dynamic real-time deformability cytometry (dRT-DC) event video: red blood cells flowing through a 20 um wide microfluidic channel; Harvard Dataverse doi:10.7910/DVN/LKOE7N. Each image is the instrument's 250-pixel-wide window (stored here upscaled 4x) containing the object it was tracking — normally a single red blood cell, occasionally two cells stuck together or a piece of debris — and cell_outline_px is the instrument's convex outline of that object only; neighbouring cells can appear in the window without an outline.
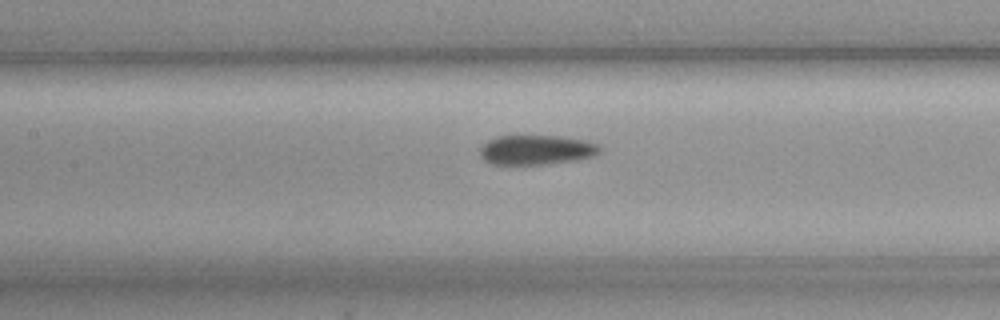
{"species": "common noctule bat (a hibernating species)", "species_latin": "Nyctalus noctula", "temperature_condition": "cold", "stored_images_in_passage": 17, "camera_frame_rate_fps": 3000, "um_per_image_px": 0.085, "animal": {"sex": "female", "body_mass_g": 19.3, "forearm_length_mm": 54.1}, "frame": {"image": 1, "passage_image": 15, "time_ms": 4.667, "image_size_px": [1000, 320], "cell_outline_px": [[600, 152], [596, 156], [576, 160], [544, 164], [492, 164], [484, 160], [480, 156], [480, 148], [488, 140], [496, 136], [560, 136], [584, 140], [596, 144], [600, 148]], "centroid_in_image_um": [45.58, 12.74], "position_along_channel_um": 161.8, "area_um2": 20.63}}